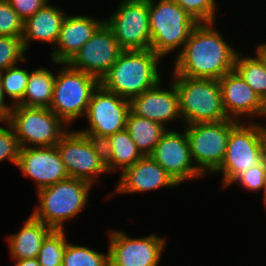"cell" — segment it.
I'll list each match as a JSON object with an SVG mask.
<instances>
[{
	"instance_id": "6da1fadb",
	"label": "cell",
	"mask_w": 266,
	"mask_h": 266,
	"mask_svg": "<svg viewBox=\"0 0 266 266\" xmlns=\"http://www.w3.org/2000/svg\"><path fill=\"white\" fill-rule=\"evenodd\" d=\"M216 23H198L193 28L182 51L173 59V65H168L172 68L169 75L219 80L234 70L239 49L229 44L230 40L225 39Z\"/></svg>"
},
{
	"instance_id": "7a4b0ae2",
	"label": "cell",
	"mask_w": 266,
	"mask_h": 266,
	"mask_svg": "<svg viewBox=\"0 0 266 266\" xmlns=\"http://www.w3.org/2000/svg\"><path fill=\"white\" fill-rule=\"evenodd\" d=\"M161 60L164 61L151 49L122 50L99 84L105 90L130 100L164 79Z\"/></svg>"
},
{
	"instance_id": "3957f363",
	"label": "cell",
	"mask_w": 266,
	"mask_h": 266,
	"mask_svg": "<svg viewBox=\"0 0 266 266\" xmlns=\"http://www.w3.org/2000/svg\"><path fill=\"white\" fill-rule=\"evenodd\" d=\"M93 185L81 179L69 177L38 190V203L30 213L53 230H64L65 223L77 219L88 207Z\"/></svg>"
},
{
	"instance_id": "277c9868",
	"label": "cell",
	"mask_w": 266,
	"mask_h": 266,
	"mask_svg": "<svg viewBox=\"0 0 266 266\" xmlns=\"http://www.w3.org/2000/svg\"><path fill=\"white\" fill-rule=\"evenodd\" d=\"M266 157V123L239 121L231 130L220 167L211 175L221 174V187L232 183L247 169Z\"/></svg>"
},
{
	"instance_id": "5b68a950",
	"label": "cell",
	"mask_w": 266,
	"mask_h": 266,
	"mask_svg": "<svg viewBox=\"0 0 266 266\" xmlns=\"http://www.w3.org/2000/svg\"><path fill=\"white\" fill-rule=\"evenodd\" d=\"M198 22L172 0H149L150 49L163 60L183 49ZM170 54V55H169Z\"/></svg>"
},
{
	"instance_id": "8992f818",
	"label": "cell",
	"mask_w": 266,
	"mask_h": 266,
	"mask_svg": "<svg viewBox=\"0 0 266 266\" xmlns=\"http://www.w3.org/2000/svg\"><path fill=\"white\" fill-rule=\"evenodd\" d=\"M49 61L52 62L51 68L60 66V68L56 66L58 70L57 74L55 73L49 109L73 128L78 119H84L91 95L99 86V80L90 74L71 68L67 63Z\"/></svg>"
},
{
	"instance_id": "52a82bcc",
	"label": "cell",
	"mask_w": 266,
	"mask_h": 266,
	"mask_svg": "<svg viewBox=\"0 0 266 266\" xmlns=\"http://www.w3.org/2000/svg\"><path fill=\"white\" fill-rule=\"evenodd\" d=\"M179 95L183 126L229 119L224 111L217 79L170 75Z\"/></svg>"
},
{
	"instance_id": "ba28073f",
	"label": "cell",
	"mask_w": 266,
	"mask_h": 266,
	"mask_svg": "<svg viewBox=\"0 0 266 266\" xmlns=\"http://www.w3.org/2000/svg\"><path fill=\"white\" fill-rule=\"evenodd\" d=\"M8 123L14 130L20 148L56 146L70 129L49 108L26 107L20 104L11 107Z\"/></svg>"
},
{
	"instance_id": "9c48e42d",
	"label": "cell",
	"mask_w": 266,
	"mask_h": 266,
	"mask_svg": "<svg viewBox=\"0 0 266 266\" xmlns=\"http://www.w3.org/2000/svg\"><path fill=\"white\" fill-rule=\"evenodd\" d=\"M238 122L229 118L182 127L188 137L192 161L204 177L212 175L220 167L225 157L230 130Z\"/></svg>"
},
{
	"instance_id": "30bf717a",
	"label": "cell",
	"mask_w": 266,
	"mask_h": 266,
	"mask_svg": "<svg viewBox=\"0 0 266 266\" xmlns=\"http://www.w3.org/2000/svg\"><path fill=\"white\" fill-rule=\"evenodd\" d=\"M109 266H160L167 245L166 236L149 233L131 237L120 229L108 230Z\"/></svg>"
},
{
	"instance_id": "8fae6325",
	"label": "cell",
	"mask_w": 266,
	"mask_h": 266,
	"mask_svg": "<svg viewBox=\"0 0 266 266\" xmlns=\"http://www.w3.org/2000/svg\"><path fill=\"white\" fill-rule=\"evenodd\" d=\"M105 17L122 50L150 49L149 0H120Z\"/></svg>"
},
{
	"instance_id": "7c38bea8",
	"label": "cell",
	"mask_w": 266,
	"mask_h": 266,
	"mask_svg": "<svg viewBox=\"0 0 266 266\" xmlns=\"http://www.w3.org/2000/svg\"><path fill=\"white\" fill-rule=\"evenodd\" d=\"M56 148L69 177L87 181L95 186L104 175H111L86 136L76 128H70L56 144Z\"/></svg>"
},
{
	"instance_id": "4fadbf2b",
	"label": "cell",
	"mask_w": 266,
	"mask_h": 266,
	"mask_svg": "<svg viewBox=\"0 0 266 266\" xmlns=\"http://www.w3.org/2000/svg\"><path fill=\"white\" fill-rule=\"evenodd\" d=\"M150 156L181 187L186 182L205 179L192 161L188 137L183 128L168 129Z\"/></svg>"
},
{
	"instance_id": "5bb4252c",
	"label": "cell",
	"mask_w": 266,
	"mask_h": 266,
	"mask_svg": "<svg viewBox=\"0 0 266 266\" xmlns=\"http://www.w3.org/2000/svg\"><path fill=\"white\" fill-rule=\"evenodd\" d=\"M130 111L129 100L105 90L100 84L93 91L87 112V127L80 133H96L111 136L125 129L126 118Z\"/></svg>"
},
{
	"instance_id": "9a60e30c",
	"label": "cell",
	"mask_w": 266,
	"mask_h": 266,
	"mask_svg": "<svg viewBox=\"0 0 266 266\" xmlns=\"http://www.w3.org/2000/svg\"><path fill=\"white\" fill-rule=\"evenodd\" d=\"M121 52L122 49L111 28L103 22L67 64L71 68L90 74L100 81L117 61Z\"/></svg>"
},
{
	"instance_id": "2e32d148",
	"label": "cell",
	"mask_w": 266,
	"mask_h": 266,
	"mask_svg": "<svg viewBox=\"0 0 266 266\" xmlns=\"http://www.w3.org/2000/svg\"><path fill=\"white\" fill-rule=\"evenodd\" d=\"M218 81L222 105L228 118L266 123V103L235 70L224 74Z\"/></svg>"
},
{
	"instance_id": "e0dca14e",
	"label": "cell",
	"mask_w": 266,
	"mask_h": 266,
	"mask_svg": "<svg viewBox=\"0 0 266 266\" xmlns=\"http://www.w3.org/2000/svg\"><path fill=\"white\" fill-rule=\"evenodd\" d=\"M118 177L112 192L105 195L106 200L115 197L114 195L148 194L161 188H179L174 179L151 156H143L132 166L124 169Z\"/></svg>"
},
{
	"instance_id": "ac0fdd59",
	"label": "cell",
	"mask_w": 266,
	"mask_h": 266,
	"mask_svg": "<svg viewBox=\"0 0 266 266\" xmlns=\"http://www.w3.org/2000/svg\"><path fill=\"white\" fill-rule=\"evenodd\" d=\"M168 80L165 81L168 82L167 87H163V79L155 87L131 98L130 111L137 116L161 123L168 129L177 121L181 129L183 124L180 123L183 121L179 110V95L175 85L169 78Z\"/></svg>"
},
{
	"instance_id": "d6986e66",
	"label": "cell",
	"mask_w": 266,
	"mask_h": 266,
	"mask_svg": "<svg viewBox=\"0 0 266 266\" xmlns=\"http://www.w3.org/2000/svg\"><path fill=\"white\" fill-rule=\"evenodd\" d=\"M16 168L33 181L36 192L69 178L56 146L20 148Z\"/></svg>"
},
{
	"instance_id": "ffe728a7",
	"label": "cell",
	"mask_w": 266,
	"mask_h": 266,
	"mask_svg": "<svg viewBox=\"0 0 266 266\" xmlns=\"http://www.w3.org/2000/svg\"><path fill=\"white\" fill-rule=\"evenodd\" d=\"M70 14L67 13L58 40L50 52V60L54 62L67 63L104 22L103 16Z\"/></svg>"
},
{
	"instance_id": "44dd1931",
	"label": "cell",
	"mask_w": 266,
	"mask_h": 266,
	"mask_svg": "<svg viewBox=\"0 0 266 266\" xmlns=\"http://www.w3.org/2000/svg\"><path fill=\"white\" fill-rule=\"evenodd\" d=\"M50 2L24 21L22 42L26 52L31 49L34 41L54 47L58 40L67 11Z\"/></svg>"
},
{
	"instance_id": "7402d4cb",
	"label": "cell",
	"mask_w": 266,
	"mask_h": 266,
	"mask_svg": "<svg viewBox=\"0 0 266 266\" xmlns=\"http://www.w3.org/2000/svg\"><path fill=\"white\" fill-rule=\"evenodd\" d=\"M53 229L29 214L17 232L5 237L12 261L37 258L44 239Z\"/></svg>"
},
{
	"instance_id": "603a6c76",
	"label": "cell",
	"mask_w": 266,
	"mask_h": 266,
	"mask_svg": "<svg viewBox=\"0 0 266 266\" xmlns=\"http://www.w3.org/2000/svg\"><path fill=\"white\" fill-rule=\"evenodd\" d=\"M50 69L41 65L29 71L28 83L20 105L37 108L50 107L56 72L55 69L54 72Z\"/></svg>"
},
{
	"instance_id": "cb8c5ba5",
	"label": "cell",
	"mask_w": 266,
	"mask_h": 266,
	"mask_svg": "<svg viewBox=\"0 0 266 266\" xmlns=\"http://www.w3.org/2000/svg\"><path fill=\"white\" fill-rule=\"evenodd\" d=\"M125 130L136 144L143 156H150L160 141V138L166 133V128L161 123L149 120L135 115L129 111L126 118Z\"/></svg>"
},
{
	"instance_id": "d4e9b609",
	"label": "cell",
	"mask_w": 266,
	"mask_h": 266,
	"mask_svg": "<svg viewBox=\"0 0 266 266\" xmlns=\"http://www.w3.org/2000/svg\"><path fill=\"white\" fill-rule=\"evenodd\" d=\"M251 56L238 51L235 57L234 70L266 103V57L254 46Z\"/></svg>"
},
{
	"instance_id": "484cf974",
	"label": "cell",
	"mask_w": 266,
	"mask_h": 266,
	"mask_svg": "<svg viewBox=\"0 0 266 266\" xmlns=\"http://www.w3.org/2000/svg\"><path fill=\"white\" fill-rule=\"evenodd\" d=\"M109 139L112 145V160L107 166L109 173L115 174L119 171L117 174H120L143 157L125 129L109 136Z\"/></svg>"
},
{
	"instance_id": "4316f807",
	"label": "cell",
	"mask_w": 266,
	"mask_h": 266,
	"mask_svg": "<svg viewBox=\"0 0 266 266\" xmlns=\"http://www.w3.org/2000/svg\"><path fill=\"white\" fill-rule=\"evenodd\" d=\"M27 59L28 58L22 63L9 67L0 73L2 92L6 101H11V107L19 104L23 100L28 83L29 70L22 65L24 62H27ZM20 66L23 68H20Z\"/></svg>"
},
{
	"instance_id": "83f0119b",
	"label": "cell",
	"mask_w": 266,
	"mask_h": 266,
	"mask_svg": "<svg viewBox=\"0 0 266 266\" xmlns=\"http://www.w3.org/2000/svg\"><path fill=\"white\" fill-rule=\"evenodd\" d=\"M62 266H109L108 249L104 253L67 241Z\"/></svg>"
},
{
	"instance_id": "f1b7e54d",
	"label": "cell",
	"mask_w": 266,
	"mask_h": 266,
	"mask_svg": "<svg viewBox=\"0 0 266 266\" xmlns=\"http://www.w3.org/2000/svg\"><path fill=\"white\" fill-rule=\"evenodd\" d=\"M64 230H52L44 239L37 260L41 266L62 265L63 255L68 240Z\"/></svg>"
},
{
	"instance_id": "f546056e",
	"label": "cell",
	"mask_w": 266,
	"mask_h": 266,
	"mask_svg": "<svg viewBox=\"0 0 266 266\" xmlns=\"http://www.w3.org/2000/svg\"><path fill=\"white\" fill-rule=\"evenodd\" d=\"M25 54L22 37L0 35V73L22 63L26 59Z\"/></svg>"
},
{
	"instance_id": "4dcf8cb0",
	"label": "cell",
	"mask_w": 266,
	"mask_h": 266,
	"mask_svg": "<svg viewBox=\"0 0 266 266\" xmlns=\"http://www.w3.org/2000/svg\"><path fill=\"white\" fill-rule=\"evenodd\" d=\"M180 5L198 23L217 22L219 3L217 0H172ZM218 12V13H217ZM217 15V16H216Z\"/></svg>"
},
{
	"instance_id": "1f68e13d",
	"label": "cell",
	"mask_w": 266,
	"mask_h": 266,
	"mask_svg": "<svg viewBox=\"0 0 266 266\" xmlns=\"http://www.w3.org/2000/svg\"><path fill=\"white\" fill-rule=\"evenodd\" d=\"M266 175V157L258 164L247 169L233 183L238 188L247 190L248 192H262L265 187ZM239 185V186H238Z\"/></svg>"
},
{
	"instance_id": "d6a6232c",
	"label": "cell",
	"mask_w": 266,
	"mask_h": 266,
	"mask_svg": "<svg viewBox=\"0 0 266 266\" xmlns=\"http://www.w3.org/2000/svg\"><path fill=\"white\" fill-rule=\"evenodd\" d=\"M24 21L7 0H0V35L22 37Z\"/></svg>"
},
{
	"instance_id": "836d02e7",
	"label": "cell",
	"mask_w": 266,
	"mask_h": 266,
	"mask_svg": "<svg viewBox=\"0 0 266 266\" xmlns=\"http://www.w3.org/2000/svg\"><path fill=\"white\" fill-rule=\"evenodd\" d=\"M3 125V126H2ZM20 152V145L11 125L1 123L0 126V163L8 161L16 167Z\"/></svg>"
},
{
	"instance_id": "e575fe53",
	"label": "cell",
	"mask_w": 266,
	"mask_h": 266,
	"mask_svg": "<svg viewBox=\"0 0 266 266\" xmlns=\"http://www.w3.org/2000/svg\"><path fill=\"white\" fill-rule=\"evenodd\" d=\"M90 142L99 159L107 167L112 160V145L109 136L96 133H82Z\"/></svg>"
},
{
	"instance_id": "d590c367",
	"label": "cell",
	"mask_w": 266,
	"mask_h": 266,
	"mask_svg": "<svg viewBox=\"0 0 266 266\" xmlns=\"http://www.w3.org/2000/svg\"><path fill=\"white\" fill-rule=\"evenodd\" d=\"M10 6L25 21L28 17L33 16L49 0H7Z\"/></svg>"
},
{
	"instance_id": "8d00e7d4",
	"label": "cell",
	"mask_w": 266,
	"mask_h": 266,
	"mask_svg": "<svg viewBox=\"0 0 266 266\" xmlns=\"http://www.w3.org/2000/svg\"><path fill=\"white\" fill-rule=\"evenodd\" d=\"M11 112L10 101L7 103L2 92V85L0 80V124L6 123L9 121Z\"/></svg>"
},
{
	"instance_id": "74e56055",
	"label": "cell",
	"mask_w": 266,
	"mask_h": 266,
	"mask_svg": "<svg viewBox=\"0 0 266 266\" xmlns=\"http://www.w3.org/2000/svg\"><path fill=\"white\" fill-rule=\"evenodd\" d=\"M14 263V266H41L37 258L15 260Z\"/></svg>"
},
{
	"instance_id": "f35d334b",
	"label": "cell",
	"mask_w": 266,
	"mask_h": 266,
	"mask_svg": "<svg viewBox=\"0 0 266 266\" xmlns=\"http://www.w3.org/2000/svg\"><path fill=\"white\" fill-rule=\"evenodd\" d=\"M266 57V42H261L255 45Z\"/></svg>"
},
{
	"instance_id": "ab89813d",
	"label": "cell",
	"mask_w": 266,
	"mask_h": 266,
	"mask_svg": "<svg viewBox=\"0 0 266 266\" xmlns=\"http://www.w3.org/2000/svg\"><path fill=\"white\" fill-rule=\"evenodd\" d=\"M261 195H263L262 196V203L264 204L263 207L266 210V175H265V187H264V190H263V194H261Z\"/></svg>"
}]
</instances>
